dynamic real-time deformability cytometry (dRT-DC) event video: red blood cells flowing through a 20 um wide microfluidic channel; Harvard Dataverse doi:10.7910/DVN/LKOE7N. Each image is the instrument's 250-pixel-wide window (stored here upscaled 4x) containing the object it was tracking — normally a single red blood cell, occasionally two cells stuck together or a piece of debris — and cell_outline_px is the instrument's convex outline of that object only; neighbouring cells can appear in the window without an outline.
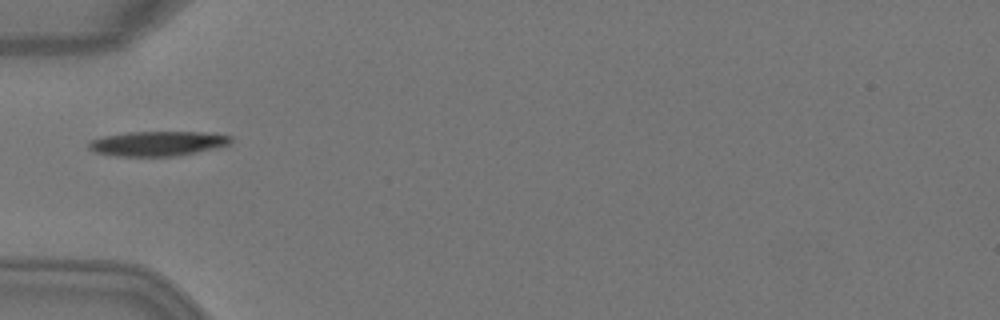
{"species": "Egyptian fruit bat (a non-hibernating species)", "species_latin": "Rousettus aegyptiacus", "temperature_condition": "warm", "stored_images_in_passage": 1, "camera_frame_rate_fps": 3000, "um_per_image_px": 0.085, "animal": {"sex": "female"}, "frame": {"image": 1, "passage_image": 1, "time_ms": 0.0, "image_size_px": [1000, 320], "cell_outline_px": [[232, 144], [220, 148], [176, 156], [116, 156], [92, 152], [88, 148], [88, 140], [104, 136], [128, 132], [204, 132], [232, 136]], "centroid_in_image_um": [13.41, 12.2], "position_along_channel_um": 71.6, "area_um2": 20.87}}